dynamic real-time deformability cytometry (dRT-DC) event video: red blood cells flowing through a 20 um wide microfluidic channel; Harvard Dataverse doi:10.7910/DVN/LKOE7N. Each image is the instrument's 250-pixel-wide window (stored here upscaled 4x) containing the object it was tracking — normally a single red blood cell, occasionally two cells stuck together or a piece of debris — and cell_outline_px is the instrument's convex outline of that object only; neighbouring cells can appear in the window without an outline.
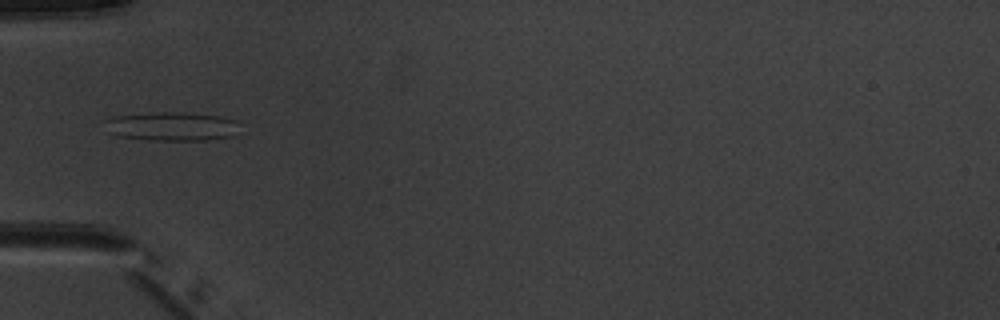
{"species": "common noctule bat (a hibernating species)", "species_latin": "Nyctalus noctula", "temperature_condition": "warm", "stored_images_in_passage": 7, "camera_frame_rate_fps": 3000, "um_per_image_px": 0.085, "animal": {"sex": "male", "body_mass_g": 20.1, "forearm_length_mm": 53.5}, "frame": {"image": 1, "passage_image": 5, "time_ms": 5.0, "image_size_px": [1000, 320], "cell_outline_px": [[240, 120], [236, 136], [208, 140], [148, 140], [120, 136], [108, 132], [100, 120], [112, 116], [152, 112], [176, 112], [220, 116]], "centroid_in_image_um": [14.59, 10.73], "position_along_channel_um": 70.4, "area_um2": 23.24}}
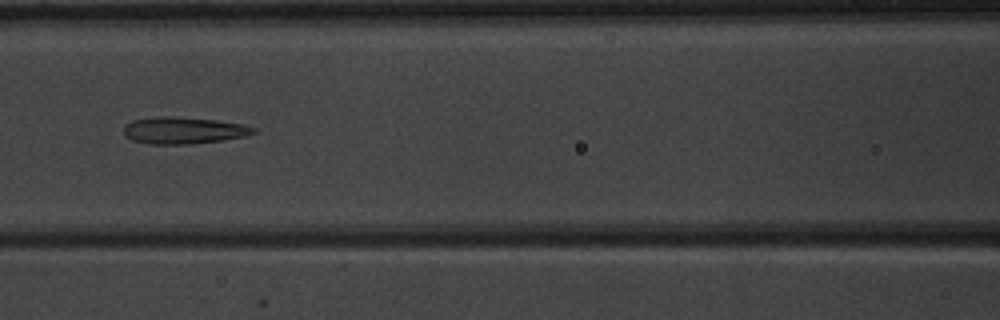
{"frame": {"image": 2, "passage_image": 7, "time_ms": 7.0, "image_size_px": [1000, 320], "cell_outline_px": [[256, 132], [248, 136], [192, 144], [148, 144], [132, 140], [124, 136], [124, 124], [132, 120], [160, 116], [168, 116], [216, 120], [244, 124], [256, 128]], "centroid_in_image_um": [15.59, 11.09], "position_along_channel_um": 151.0, "area_um2": 20.4}}